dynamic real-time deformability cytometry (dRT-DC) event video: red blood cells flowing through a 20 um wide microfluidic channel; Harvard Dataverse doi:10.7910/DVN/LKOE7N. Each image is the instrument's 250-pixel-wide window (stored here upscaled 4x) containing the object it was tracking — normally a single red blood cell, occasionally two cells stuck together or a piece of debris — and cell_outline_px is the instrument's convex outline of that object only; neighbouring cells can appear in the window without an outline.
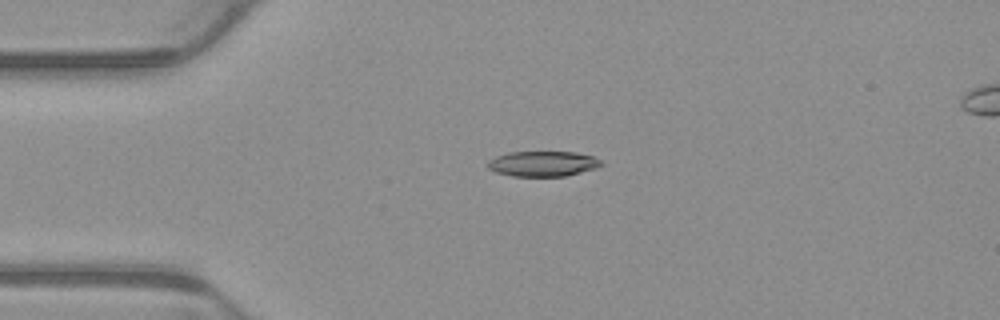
{"species": "common noctule bat (a hibernating species)", "species_latin": "Nyctalus noctula", "temperature_condition": "warm", "stored_images_in_passage": 7, "camera_frame_rate_fps": 3000, "um_per_image_px": 0.085, "animal": {"sex": "male", "body_mass_g": 23.1, "forearm_length_mm": 52.7}, "frame": {"image": 1, "passage_image": 4, "time_ms": 1.0, "image_size_px": [1000, 320], "cell_outline_px": [[604, 164], [596, 168], [564, 176], [512, 176], [496, 172], [488, 168], [484, 164], [488, 160], [496, 156], [508, 152], [576, 152], [592, 156], [600, 160]], "centroid_in_image_um": [46.1, 13.91], "position_along_channel_um": 38.9, "area_um2": 16.76}}
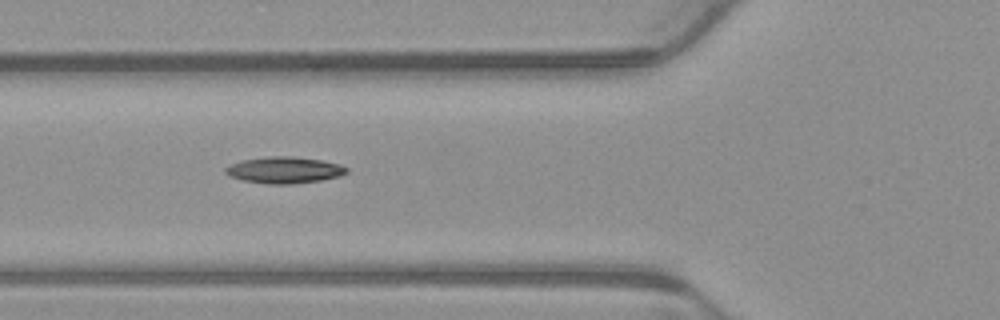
{"frame": {"image": 2, "passage_image": 6, "time_ms": 1.667, "image_size_px": [1000, 320], "cell_outline_px": [[348, 172], [340, 176], [320, 180], [292, 184], [268, 184], [244, 180], [232, 176], [224, 172], [224, 168], [232, 164], [244, 160], [268, 156], [292, 156], [320, 160], [340, 164], [348, 168]], "centroid_in_image_um": [24.2, 14.45], "position_along_channel_um": 101.6, "area_um2": 18.5}}
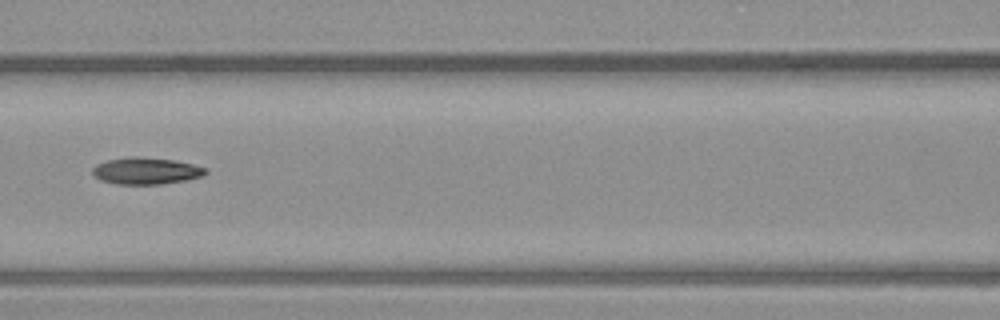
{"frame": {"image": 3, "passage_image": 7, "time_ms": 2.0, "image_size_px": [1000, 320], "cell_outline_px": [[208, 172], [204, 176], [184, 180], [160, 184], [116, 184], [100, 180], [92, 176], [92, 168], [96, 164], [108, 160], [132, 156], [136, 156], [176, 160], [208, 168]], "centroid_in_image_um": [12.41, 14.52], "position_along_channel_um": 154.2, "area_um2": 17.8}}